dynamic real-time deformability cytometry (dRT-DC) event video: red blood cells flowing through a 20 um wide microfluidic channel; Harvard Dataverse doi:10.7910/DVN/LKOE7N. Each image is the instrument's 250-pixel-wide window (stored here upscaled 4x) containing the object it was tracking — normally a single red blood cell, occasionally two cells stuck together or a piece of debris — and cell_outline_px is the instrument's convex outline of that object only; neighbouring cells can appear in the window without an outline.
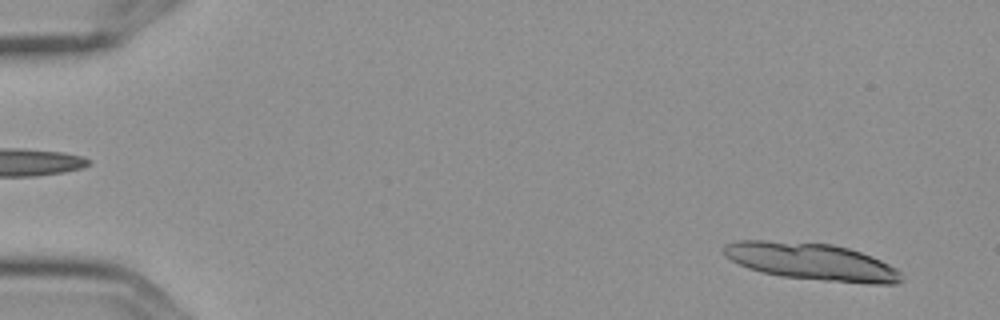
{"species": "Egyptian fruit bat (a non-hibernating species)", "species_latin": "Rousettus aegyptiacus", "temperature_condition": "cold", "stored_images_in_passage": 4, "camera_frame_rate_fps": 3000, "um_per_image_px": 0.085, "frame": {"image": 1, "passage_image": 1, "time_ms": 0.0, "image_size_px": [1000, 320], "cell_outline_px": [[900, 280], [896, 284], [872, 284], [824, 280], [780, 276], [748, 268], [732, 260], [724, 252], [724, 244], [736, 240], [764, 240], [832, 244], [848, 248], [872, 256], [896, 268], [900, 272]], "centroid_in_image_um": [68.98, 22.23], "position_along_channel_um": 16.0, "area_um2": 37.97}}